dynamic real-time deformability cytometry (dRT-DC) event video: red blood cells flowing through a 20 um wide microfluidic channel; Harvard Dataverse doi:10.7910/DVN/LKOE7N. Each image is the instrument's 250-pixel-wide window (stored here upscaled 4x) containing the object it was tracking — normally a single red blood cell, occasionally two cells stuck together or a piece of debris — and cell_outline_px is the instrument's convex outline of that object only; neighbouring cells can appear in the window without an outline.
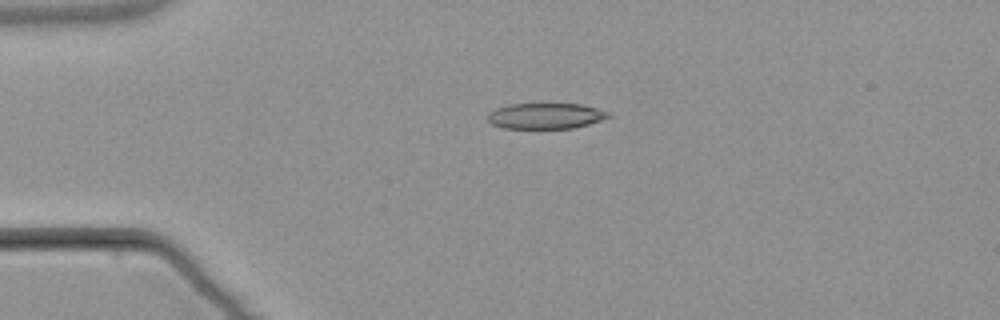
{"species": "common noctule bat (a hibernating species)", "species_latin": "Nyctalus noctula", "temperature_condition": "warm", "stored_images_in_passage": 4, "camera_frame_rate_fps": 3000, "um_per_image_px": 0.085, "animal": {"sex": "male", "body_mass_g": 21.5, "forearm_length_mm": 52.0}, "frame": {"image": 1, "passage_image": 3, "time_ms": 2.333, "image_size_px": [1000, 320], "cell_outline_px": [[612, 116], [588, 124], [572, 128], [504, 128], [492, 124], [488, 120], [488, 112], [496, 108], [508, 104], [580, 104], [612, 112]], "centroid_in_image_um": [46.38, 9.85], "position_along_channel_um": 38.6, "area_um2": 18.09}}